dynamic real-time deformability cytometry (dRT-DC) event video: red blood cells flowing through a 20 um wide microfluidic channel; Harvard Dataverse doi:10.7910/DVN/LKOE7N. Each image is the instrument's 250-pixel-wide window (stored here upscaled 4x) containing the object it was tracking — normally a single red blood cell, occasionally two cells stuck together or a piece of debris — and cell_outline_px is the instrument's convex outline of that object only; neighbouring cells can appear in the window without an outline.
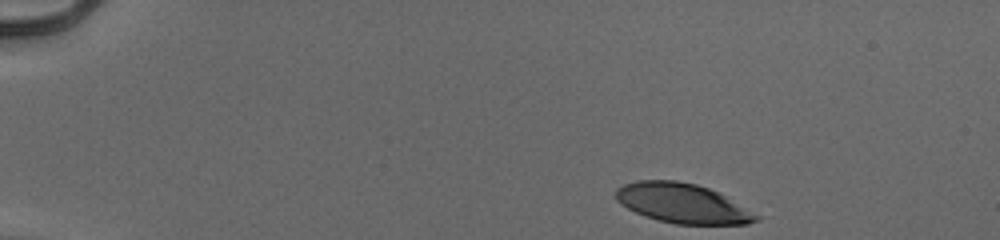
{"species": "human", "species_latin": "Homo sapiens", "temperature_condition": "cold", "stored_images_in_passage": 39, "camera_frame_rate_fps": 3000, "um_per_image_px": 0.085, "donor": {"sex": "male"}, "frame": {"image": 1, "passage_image": 1, "time_ms": 0.0, "image_size_px": [1000, 240], "cell_outline_px": [[760, 220], [748, 224], [676, 224], [656, 220], [644, 216], [620, 204], [616, 200], [616, 188], [624, 184], [636, 180], [676, 180], [696, 184], [708, 188], [724, 196], [760, 216]], "centroid_in_image_um": [57.97, 17.28], "position_along_channel_um": 27.0, "area_um2": 32.25}}
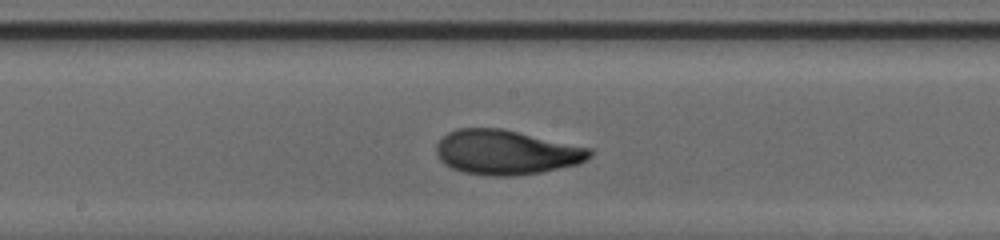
{"frame": {"image": 2, "passage_image": 23, "time_ms": 7.333, "image_size_px": [1000, 240], "cell_outline_px": [[592, 156], [576, 164], [540, 172], [516, 176], [492, 176], [464, 172], [452, 168], [444, 164], [436, 156], [436, 144], [448, 132], [456, 128], [504, 128], [592, 148]], "centroid_in_image_um": [43.01, 12.93], "position_along_channel_um": 205.2, "area_um2": 40.06}}
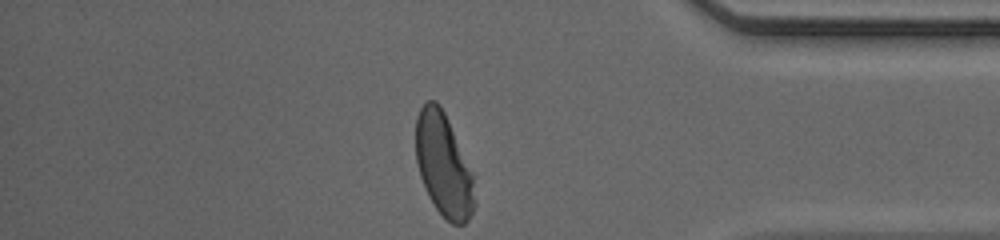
{"frame": {"image": 3, "passage_image": 39, "time_ms": 12.667, "image_size_px": [1000, 240], "cell_outline_px": [[476, 204], [468, 220], [464, 224], [452, 224], [436, 208], [428, 196], [420, 176], [416, 164], [416, 116], [420, 108], [428, 100], [436, 100], [440, 104], [448, 120], [472, 172]], "centroid_in_image_um": [37.69, 14.02], "position_along_channel_um": 397.5, "area_um2": 35.2}, "authors_computed_cell_mechanics": {"area_um2": 37.9746, "velocity_mm_per_s": 3.947, "shape_relaxation_time_tau1_ms": 3.1773, "shape_relaxation_time_tau2_ms": 1.1743, "deformation_change_tau1": 0.1808, "deformation_change_tau2": 0.069}}